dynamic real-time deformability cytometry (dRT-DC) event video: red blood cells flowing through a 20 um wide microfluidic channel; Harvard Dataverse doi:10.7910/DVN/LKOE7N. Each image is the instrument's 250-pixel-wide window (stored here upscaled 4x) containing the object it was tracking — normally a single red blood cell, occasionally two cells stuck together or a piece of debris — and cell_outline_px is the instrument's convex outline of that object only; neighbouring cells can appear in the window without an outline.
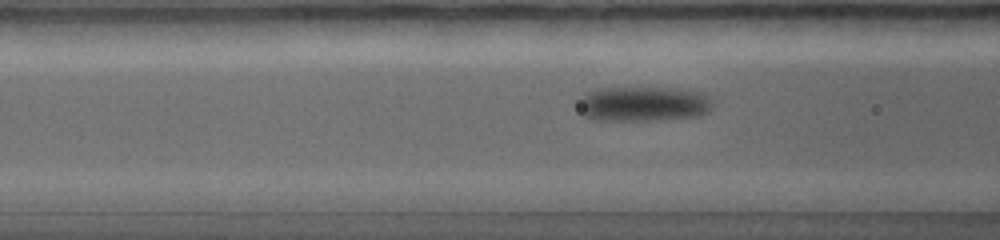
{"species": "common noctule bat (a hibernating species)", "species_latin": "Nyctalus noctula", "temperature_condition": "warm", "stored_images_in_passage": 49, "camera_frame_rate_fps": 5000, "um_per_image_px": 0.085, "animal": {"sex": "female", "body_mass_g": 19.0, "forearm_length_mm": 56.7}, "frame": {"image": 1, "passage_image": 16, "time_ms": 3.0, "image_size_px": [1000, 240], "cell_outline_px": [[712, 108], [708, 112], [696, 116], [664, 120], [592, 120], [584, 116], [580, 112], [580, 104], [584, 96], [588, 92], [604, 88], [668, 88], [696, 92], [704, 96], [712, 104]], "centroid_in_image_um": [54.65, 8.86], "position_along_channel_um": 112.0, "area_um2": 26.76}}
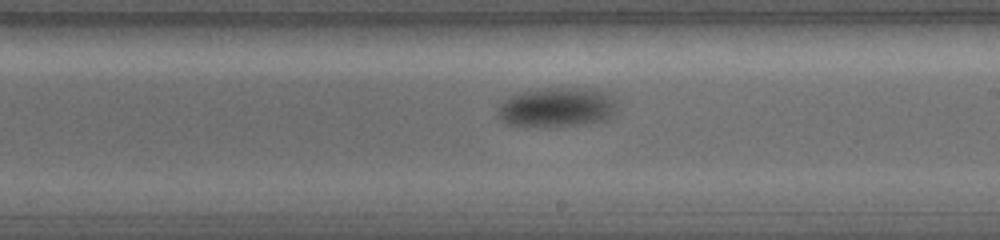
{"frame": {"image": 2, "passage_image": 26, "time_ms": 5.0, "image_size_px": [1000, 240], "cell_outline_px": [[616, 112], [608, 120], [580, 124], [528, 128], [504, 124], [496, 116], [496, 108], [504, 100], [512, 96], [524, 92], [556, 88], [576, 88], [600, 92], [616, 100]], "centroid_in_image_um": [47.25, 9.18], "position_along_channel_um": 241.7, "area_um2": 27.46}}
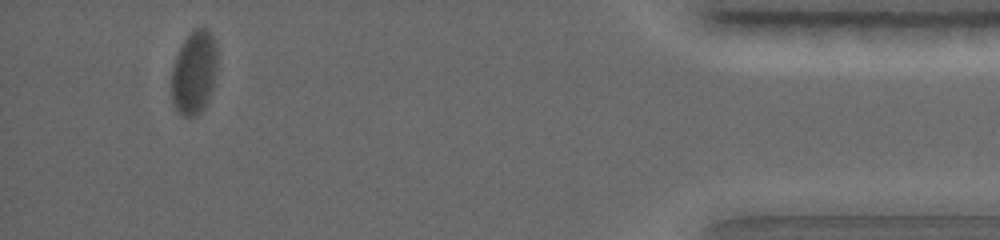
{"frame": {"image": 3, "passage_image": 45, "time_ms": 8.8, "image_size_px": [1000, 240], "cell_outline_px": [[216, 72], [212, 92], [204, 108], [196, 116], [184, 116], [176, 108], [172, 96], [172, 64], [184, 40], [196, 28], [204, 24], [208, 28], [216, 40]], "centroid_in_image_um": [16.53, 6.12], "position_along_channel_um": 418.7, "area_um2": 22.43}}